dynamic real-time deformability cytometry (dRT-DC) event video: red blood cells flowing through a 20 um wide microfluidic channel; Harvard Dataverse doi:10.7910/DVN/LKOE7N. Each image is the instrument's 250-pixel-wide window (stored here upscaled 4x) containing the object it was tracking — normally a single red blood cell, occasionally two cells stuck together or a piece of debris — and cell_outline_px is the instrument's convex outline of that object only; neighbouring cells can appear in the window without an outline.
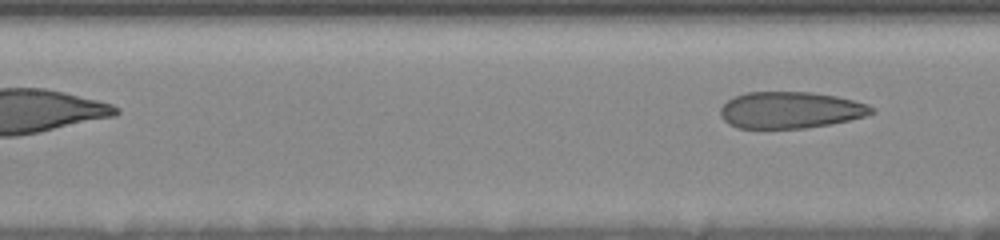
{"species": "human", "species_latin": "Homo sapiens", "temperature_condition": "room temperature", "stored_images_in_passage": 13, "segment_of_instrument_passage": [2, 2], "camera_frame_rate_fps": 3000, "um_per_image_px": 0.085, "donor": {"sex": "female"}, "frame": {"image": 1, "passage_image": 13, "time_ms": 6.667, "image_size_px": [1000, 240], "cell_outline_px": [[876, 112], [864, 116], [848, 120], [828, 124], [804, 128], [736, 128], [728, 124], [720, 116], [720, 108], [728, 100], [744, 92], [812, 92], [836, 96], [868, 104], [876, 108]], "centroid_in_image_um": [67.17, 9.35], "position_along_channel_um": 140.2, "area_um2": 32.25}}